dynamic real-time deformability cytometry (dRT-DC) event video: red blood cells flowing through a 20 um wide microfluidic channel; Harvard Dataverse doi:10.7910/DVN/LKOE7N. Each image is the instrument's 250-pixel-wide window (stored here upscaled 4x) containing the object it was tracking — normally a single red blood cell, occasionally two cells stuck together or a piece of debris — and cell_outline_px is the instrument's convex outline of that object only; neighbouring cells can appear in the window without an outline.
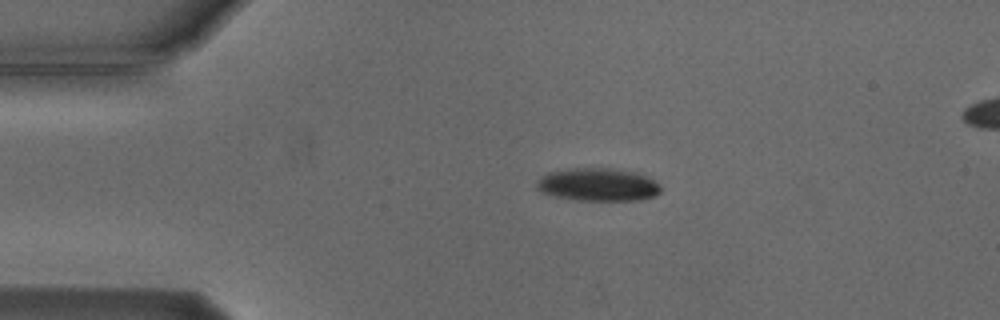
{"species": "Egyptian fruit bat (a non-hibernating species)", "species_latin": "Rousettus aegyptiacus", "temperature_condition": "cold", "stored_images_in_passage": 5, "segment_of_instrument_passage": [1, 2], "camera_frame_rate_fps": 3000, "um_per_image_px": 0.085, "animal": {"sex": "male"}, "frame": {"image": 1, "passage_image": 3, "time_ms": 2.0, "image_size_px": [1000, 320], "cell_outline_px": [[660, 192], [652, 196], [640, 200], [576, 200], [556, 196], [540, 192], [536, 188], [536, 180], [540, 176], [548, 172], [572, 168], [624, 168], [640, 172], [660, 184]], "centroid_in_image_um": [50.82, 15.67], "position_along_channel_um": 34.2, "area_um2": 24.22}}